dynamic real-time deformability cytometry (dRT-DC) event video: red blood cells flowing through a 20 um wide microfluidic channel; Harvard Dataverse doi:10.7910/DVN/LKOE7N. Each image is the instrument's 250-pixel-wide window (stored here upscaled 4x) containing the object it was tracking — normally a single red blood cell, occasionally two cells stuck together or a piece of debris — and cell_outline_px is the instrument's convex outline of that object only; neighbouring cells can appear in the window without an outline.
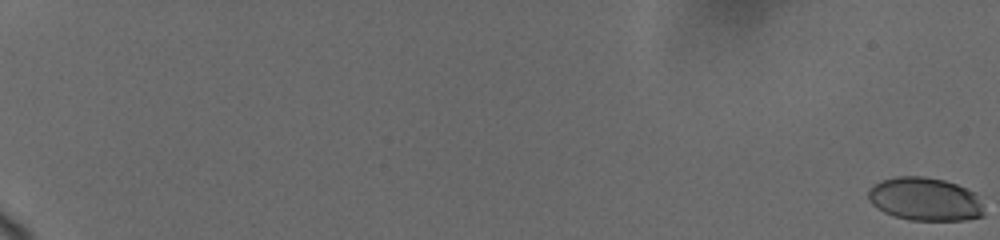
{"species": "human", "species_latin": "Homo sapiens", "temperature_condition": "cold", "stored_images_in_passage": 42, "camera_frame_rate_fps": 3000, "um_per_image_px": 0.085, "donor": {"sex": "female"}, "frame": {"image": 1, "passage_image": 1, "time_ms": 0.0, "image_size_px": [1000, 240], "cell_outline_px": [[984, 216], [964, 220], [908, 220], [884, 212], [876, 208], [868, 200], [868, 188], [880, 180], [896, 176], [924, 176], [944, 180], [956, 184], [976, 192], [984, 196]], "centroid_in_image_um": [78.68, 16.92], "position_along_channel_um": 6.3, "area_um2": 29.88}}
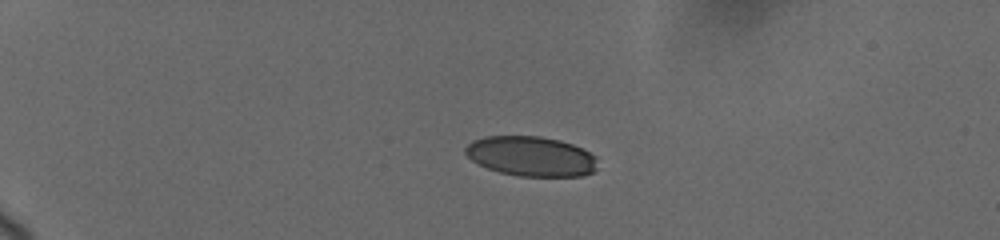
{"frame": {"image": 2, "passage_image": 28, "time_ms": 5.667, "image_size_px": [1000, 240], "cell_outline_px": [[596, 168], [592, 172], [584, 176], [520, 176], [500, 172], [488, 168], [472, 160], [464, 152], [464, 148], [472, 140], [484, 136], [540, 136], [560, 140], [572, 144], [596, 156]], "centroid_in_image_um": [45.13, 13.27], "position_along_channel_um": 39.9, "area_um2": 30.63}}